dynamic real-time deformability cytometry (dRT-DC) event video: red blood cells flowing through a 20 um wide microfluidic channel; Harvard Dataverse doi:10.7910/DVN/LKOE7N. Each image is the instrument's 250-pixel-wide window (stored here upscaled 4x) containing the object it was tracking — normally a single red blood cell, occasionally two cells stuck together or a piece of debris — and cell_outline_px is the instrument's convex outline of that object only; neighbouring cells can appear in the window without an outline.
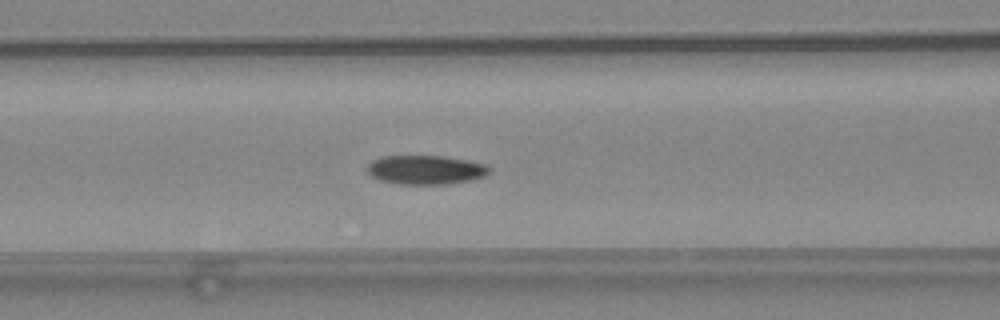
{"species": "common noctule bat (a hibernating species)", "species_latin": "Nyctalus noctula", "temperature_condition": "warm", "stored_images_in_passage": 52, "camera_frame_rate_fps": 3000, "um_per_image_px": 0.085, "animal": {"sex": "female", "body_mass_g": 24.6, "forearm_length_mm": 56.2}, "frame": {"image": 1, "passage_image": 23, "time_ms": 7.333, "image_size_px": [1000, 320], "cell_outline_px": [[492, 168], [484, 176], [468, 180], [448, 184], [400, 184], [380, 180], [372, 176], [368, 172], [368, 164], [372, 160], [380, 156], [444, 156], [468, 160], [484, 164]], "centroid_in_image_um": [36.17, 14.42], "position_along_channel_um": 130.4, "area_um2": 20.58}}
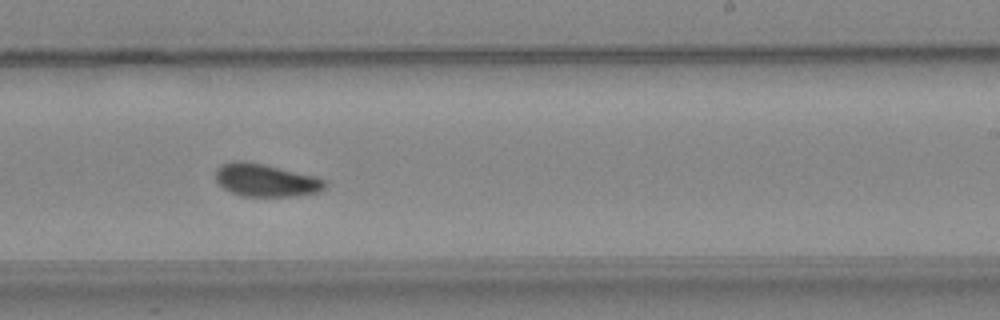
{"frame": {"image": 2, "passage_image": 33, "time_ms": 10.667, "image_size_px": [1000, 320], "cell_outline_px": [[328, 184], [320, 192], [292, 196], [244, 196], [232, 192], [224, 188], [216, 180], [216, 168], [220, 164], [232, 160], [244, 160], [264, 164], [316, 176], [324, 180]], "centroid_in_image_um": [22.59, 15.3], "position_along_channel_um": 266.4, "area_um2": 20.98}}
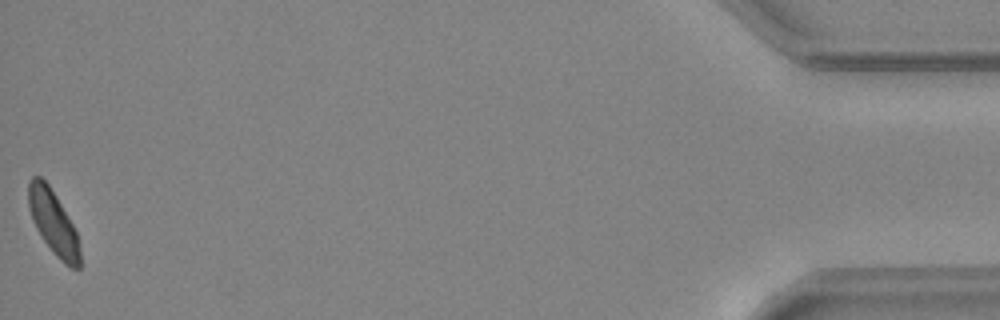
{"frame": {"image": 3, "passage_image": 52, "time_ms": 17.0, "image_size_px": [1000, 320], "cell_outline_px": [[80, 268], [72, 268], [64, 264], [52, 252], [36, 228], [32, 220], [28, 208], [28, 180], [32, 176], [40, 176], [48, 184], [56, 196], [72, 224], [76, 232], [80, 248]], "centroid_in_image_um": [4.51, 18.91], "position_along_channel_um": 430.7, "area_um2": 19.13}, "authors_computed_cell_mechanics": {"area_um2": 20.1722, "velocity_mm_per_s": 4.1009, "shape_relaxation_time_tau1_ms": 4.068, "shape_relaxation_time_tau2_ms": null, "deformation_change_tau1": 0.1134, "deformation_change_tau2": null}}